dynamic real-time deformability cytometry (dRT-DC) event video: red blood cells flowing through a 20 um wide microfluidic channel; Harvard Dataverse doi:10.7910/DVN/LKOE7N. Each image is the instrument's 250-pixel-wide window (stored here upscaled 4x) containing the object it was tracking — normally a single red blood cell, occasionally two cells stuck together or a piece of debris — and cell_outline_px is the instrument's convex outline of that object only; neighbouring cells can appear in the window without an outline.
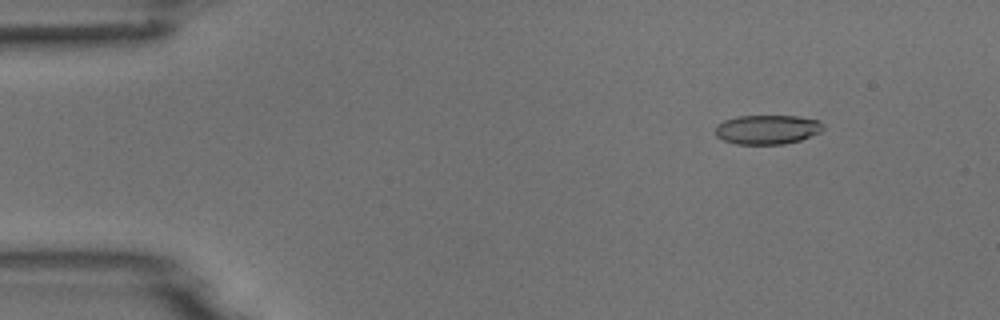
{"species": "common noctule bat (a hibernating species)", "species_latin": "Nyctalus noctula", "temperature_condition": "room temperature", "stored_images_in_passage": 7, "camera_frame_rate_fps": 3000, "um_per_image_px": 0.085, "animal": {"sex": "male", "body_mass_g": 18.8}, "frame": {"image": 1, "passage_image": 2, "time_ms": 0.333, "image_size_px": [1000, 320], "cell_outline_px": [[824, 128], [820, 132], [800, 140], [784, 144], [736, 144], [724, 140], [716, 136], [716, 124], [724, 120], [736, 116], [796, 116], [820, 120]], "centroid_in_image_um": [65.21, 11.0], "position_along_channel_um": 19.8, "area_um2": 18.44}}
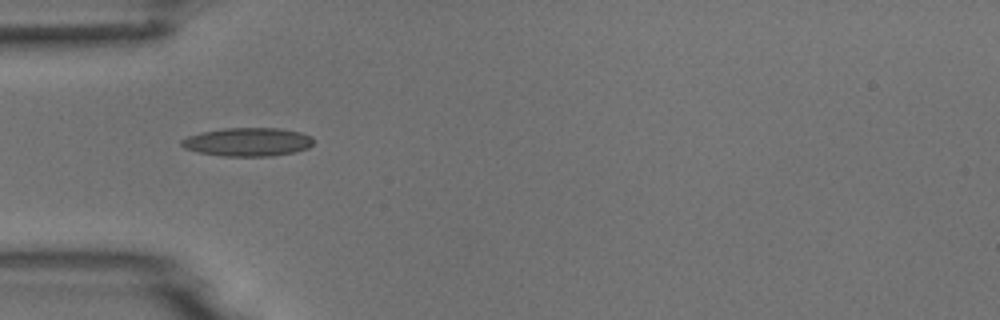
{"frame": {"image": 2, "passage_image": 5, "time_ms": 1.333, "image_size_px": [1000, 320], "cell_outline_px": [[312, 144], [308, 148], [296, 152], [272, 156], [220, 156], [200, 152], [184, 148], [180, 144], [180, 140], [188, 136], [200, 132], [224, 128], [280, 128], [300, 132], [312, 136]], "centroid_in_image_um": [21.05, 12.06], "position_along_channel_um": 63.9, "area_um2": 22.02}}